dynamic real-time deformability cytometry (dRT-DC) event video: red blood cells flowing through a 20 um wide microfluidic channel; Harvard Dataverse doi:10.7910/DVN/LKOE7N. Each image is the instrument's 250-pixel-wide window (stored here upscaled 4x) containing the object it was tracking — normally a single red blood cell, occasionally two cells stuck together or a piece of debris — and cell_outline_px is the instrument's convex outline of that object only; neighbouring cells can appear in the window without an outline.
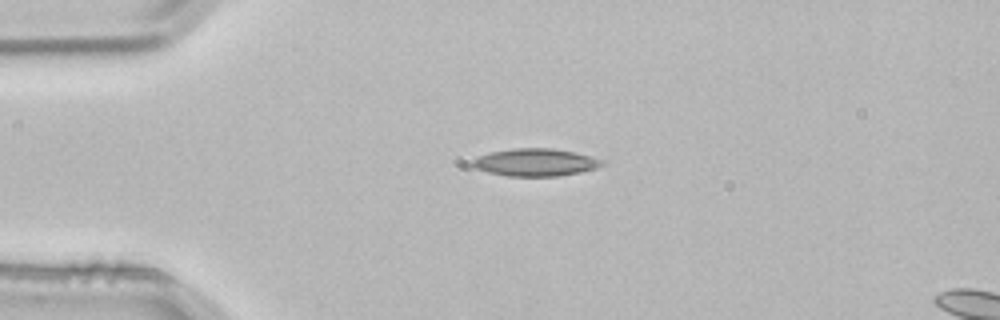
{"species": "common noctule bat (a hibernating species)", "species_latin": "Nyctalus noctula", "temperature_condition": "room temperature", "stored_images_in_passage": 2, "camera_frame_rate_fps": 3000, "um_per_image_px": 0.085, "animal": {"sex": "male", "body_mass_g": 21.5, "forearm_length_mm": 52.0}, "frame": {"image": 1, "passage_image": 1, "time_ms": 0.0, "image_size_px": [1000, 320], "cell_outline_px": [[604, 164], [596, 168], [556, 176], [508, 176], [488, 172], [476, 168], [472, 164], [472, 160], [480, 156], [492, 152], [512, 148], [552, 148], [572, 152], [604, 160]], "centroid_in_image_um": [45.49, 13.79], "position_along_channel_um": 39.5, "area_um2": 20.35}}